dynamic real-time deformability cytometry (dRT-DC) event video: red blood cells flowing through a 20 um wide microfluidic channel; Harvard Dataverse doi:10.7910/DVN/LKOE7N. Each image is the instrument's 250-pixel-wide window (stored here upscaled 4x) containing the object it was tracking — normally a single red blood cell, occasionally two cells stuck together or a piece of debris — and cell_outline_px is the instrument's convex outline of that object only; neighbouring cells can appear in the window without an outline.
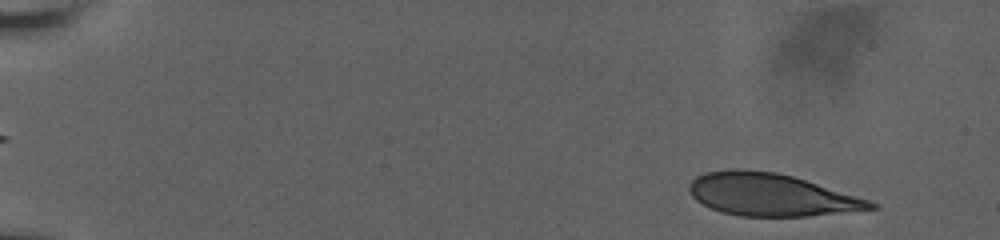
{"species": "human", "species_latin": "Homo sapiens", "temperature_condition": "room temperature", "stored_images_in_passage": 35, "camera_frame_rate_fps": 3000, "um_per_image_px": 0.085, "donor": {"sex": "male"}, "frame": {"image": 1, "passage_image": 2, "time_ms": 0.667, "image_size_px": [1000, 240], "cell_outline_px": [[880, 208], [808, 216], [740, 216], [720, 212], [696, 200], [692, 196], [688, 188], [688, 184], [696, 176], [708, 172], [732, 168], [736, 168], [776, 172], [792, 176], [872, 200], [880, 204]], "centroid_in_image_um": [65.56, 16.55], "position_along_channel_um": 19.4, "area_um2": 44.91}}
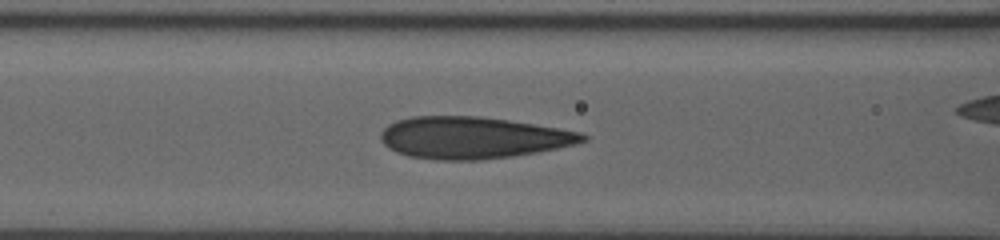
{"frame": {"image": 2, "passage_image": 28, "time_ms": 7.667, "image_size_px": [1000, 240], "cell_outline_px": [[588, 140], [556, 148], [536, 152], [512, 156], [480, 160], [436, 160], [408, 156], [396, 152], [388, 148], [380, 140], [380, 132], [388, 124], [396, 120], [412, 116], [480, 116], [508, 120], [580, 132], [588, 136]], "centroid_in_image_um": [40.11, 11.7], "position_along_channel_um": 126.5, "area_um2": 49.13}}
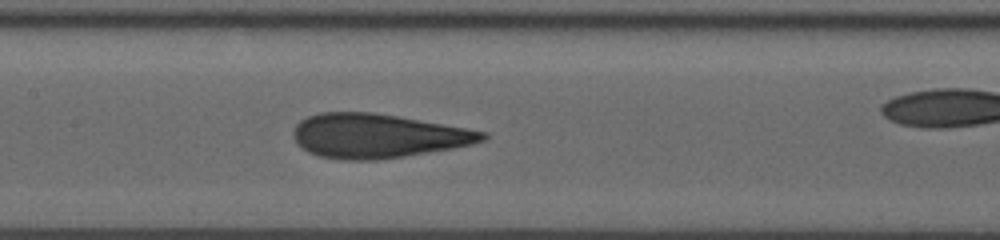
{"frame": {"image": 3, "passage_image": 33, "time_ms": 9.0, "image_size_px": [1000, 240], "cell_outline_px": [[488, 136], [484, 140], [472, 144], [452, 148], [404, 156], [376, 160], [344, 160], [320, 156], [308, 152], [292, 136], [292, 132], [296, 124], [300, 120], [308, 116], [320, 112], [372, 112], [396, 116], [488, 132]], "centroid_in_image_um": [32.07, 11.55], "position_along_channel_um": 175.3, "area_um2": 48.26}}